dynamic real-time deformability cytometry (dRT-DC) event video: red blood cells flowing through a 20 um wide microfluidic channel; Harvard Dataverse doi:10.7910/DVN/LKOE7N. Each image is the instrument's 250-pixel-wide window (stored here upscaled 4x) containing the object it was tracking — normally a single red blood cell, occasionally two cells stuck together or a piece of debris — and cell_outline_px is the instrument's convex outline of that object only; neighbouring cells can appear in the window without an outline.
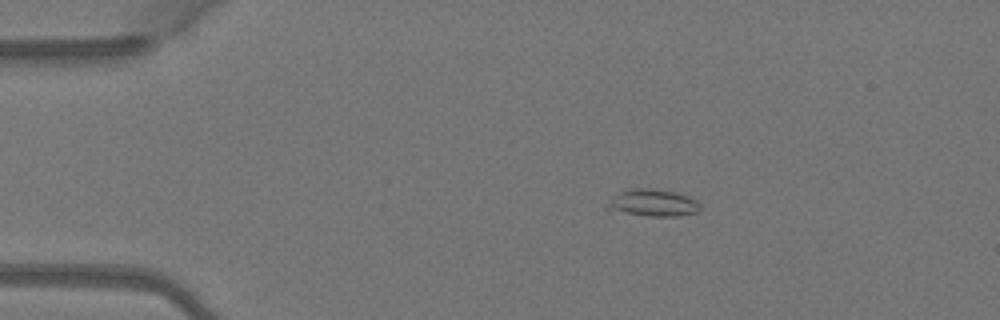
{"species": "Egyptian fruit bat (a non-hibernating species)", "species_latin": "Rousettus aegyptiacus", "temperature_condition": "warm", "stored_images_in_passage": 41, "camera_frame_rate_fps": 3000, "um_per_image_px": 0.085, "animal": {"sex": "female"}, "frame": {"image": 1, "passage_image": 1, "time_ms": 0.0, "image_size_px": [1000, 320], "cell_outline_px": [[700, 208], [696, 212], [676, 216], [648, 216], [604, 208], [612, 196], [628, 188], [652, 188], [676, 192], [688, 196], [696, 200], [700, 204]], "centroid_in_image_um": [55.49, 17.22], "position_along_channel_um": 29.5, "area_um2": 14.57}}
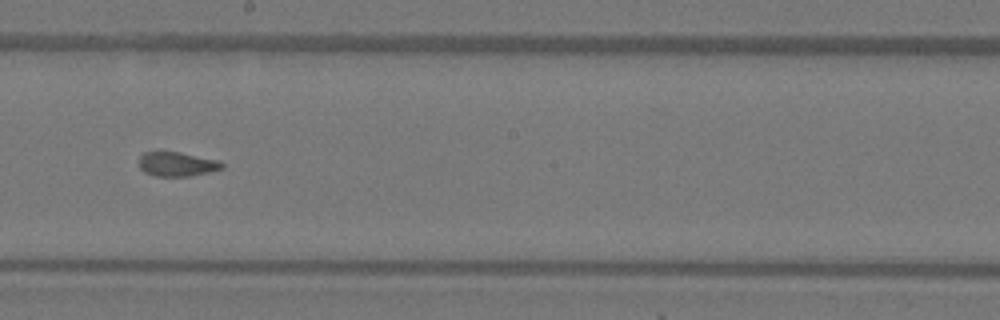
{"frame": {"image": 2, "passage_image": 20, "time_ms": 6.333, "image_size_px": [1000, 320], "cell_outline_px": [[224, 168], [208, 172], [188, 176], [156, 176], [144, 172], [140, 168], [140, 156], [144, 152], [156, 148], [160, 148], [220, 160], [224, 164]], "centroid_in_image_um": [15.01, 13.89], "position_along_channel_um": 233.2, "area_um2": 12.31}}
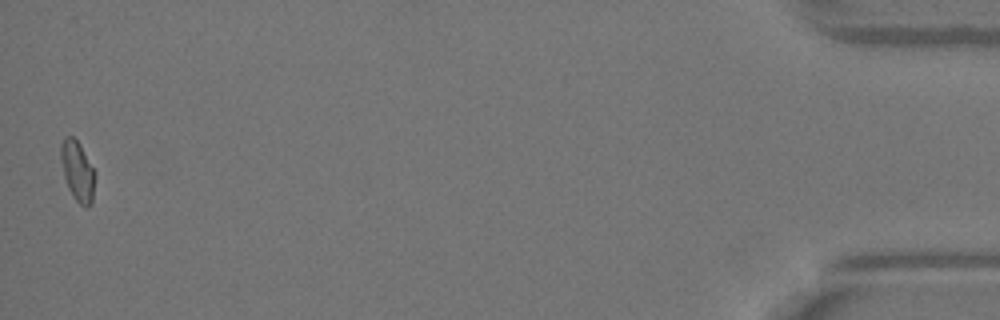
{"frame": {"image": 3, "passage_image": 41, "time_ms": 13.333, "image_size_px": [1000, 320], "cell_outline_px": [[96, 176], [92, 204], [80, 204], [72, 196], [68, 188], [64, 176], [60, 160], [60, 144], [64, 136], [72, 136], [80, 144], [96, 172]], "centroid_in_image_um": [6.59, 14.51], "position_along_channel_um": 428.6, "area_um2": 12.14}, "authors_computed_cell_mechanics": {"area_um2": 12.3114, "velocity_mm_per_s": 4.1103, "shape_relaxation_time_tau1_ms": null, "shape_relaxation_time_tau2_ms": 0.7753, "deformation_change_tau1": null, "deformation_change_tau2": 0.0582}}